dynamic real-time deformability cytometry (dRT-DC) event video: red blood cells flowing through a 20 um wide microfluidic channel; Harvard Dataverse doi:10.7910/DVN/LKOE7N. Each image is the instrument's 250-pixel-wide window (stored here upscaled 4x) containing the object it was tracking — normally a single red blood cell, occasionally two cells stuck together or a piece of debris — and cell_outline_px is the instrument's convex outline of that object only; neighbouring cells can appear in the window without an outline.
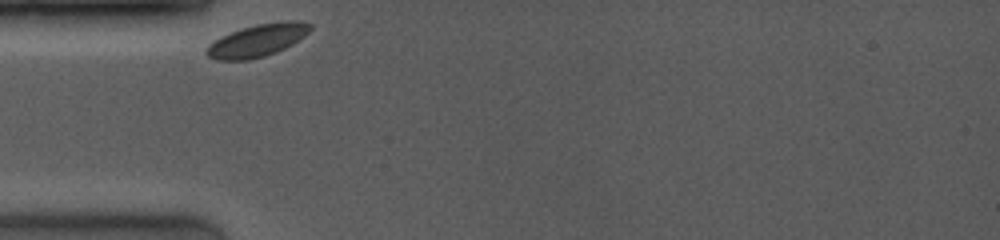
{"species": "common noctule bat (a hibernating species)", "species_latin": "Nyctalus noctula", "temperature_condition": "room temperature", "stored_images_in_passage": 30, "camera_frame_rate_fps": 4000, "um_per_image_px": 0.085, "animal": {"sex": "female", "body_mass_g": 19.0, "forearm_length_mm": 53.3}, "frame": {"image": 1, "passage_image": 1, "time_ms": 0.0, "image_size_px": [1000, 240], "cell_outline_px": [[312, 28], [304, 36], [292, 44], [276, 52], [264, 56], [248, 60], [216, 60], [208, 56], [204, 52], [208, 44], [220, 36], [256, 24], [280, 20], [300, 20], [312, 24]], "centroid_in_image_um": [21.88, 3.42], "position_along_channel_um": 63.1, "area_um2": 19.77}}
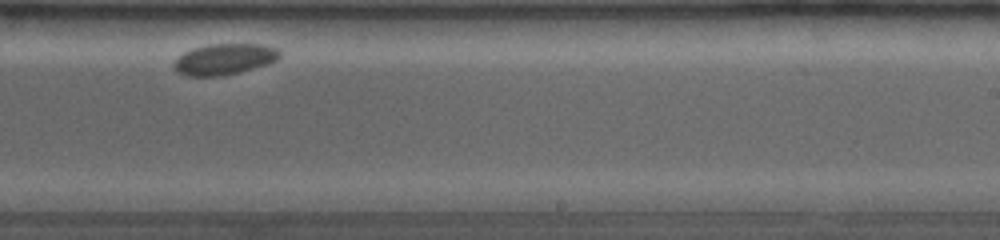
{"frame": {"image": 2, "passage_image": 19, "time_ms": 6.0, "image_size_px": [1000, 240], "cell_outline_px": [[280, 56], [276, 60], [268, 64], [240, 72], [220, 76], [184, 76], [176, 72], [172, 68], [172, 64], [184, 52], [192, 48], [208, 44], [260, 44], [276, 48], [280, 52]], "centroid_in_image_um": [19.03, 5.04], "position_along_channel_um": 270.0, "area_um2": 19.25}}
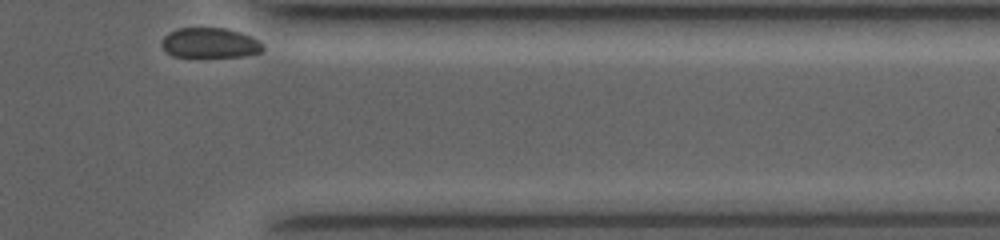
{"frame": {"image": 3, "passage_image": 30, "time_ms": 9.5, "image_size_px": [1000, 240], "cell_outline_px": [[264, 48], [260, 52], [244, 56], [172, 56], [160, 44], [160, 40], [168, 32], [176, 28], [228, 28], [252, 36], [264, 44]], "centroid_in_image_um": [17.84, 3.63], "position_along_channel_um": 393.6, "area_um2": 17.8}}